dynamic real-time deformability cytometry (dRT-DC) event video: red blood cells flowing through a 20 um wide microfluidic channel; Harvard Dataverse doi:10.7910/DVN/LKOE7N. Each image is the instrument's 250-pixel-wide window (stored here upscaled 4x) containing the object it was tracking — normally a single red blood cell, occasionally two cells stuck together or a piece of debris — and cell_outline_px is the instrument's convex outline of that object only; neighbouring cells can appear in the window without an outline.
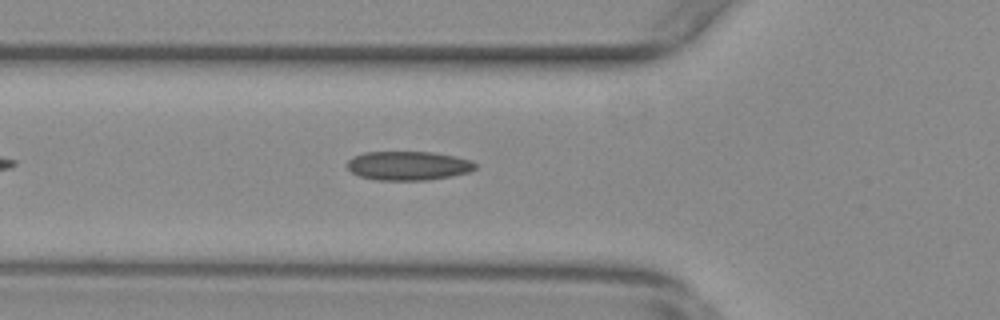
{"species": "common noctule bat (a hibernating species)", "species_latin": "Nyctalus noctula", "temperature_condition": "warm", "stored_images_in_passage": 41, "camera_frame_rate_fps": 3000, "um_per_image_px": 0.085, "animal": {"sex": "female", "body_mass_g": 29.2, "forearm_length_mm": 56.3}, "frame": {"image": 1, "passage_image": 8, "time_ms": 2.333, "image_size_px": [1000, 320], "cell_outline_px": [[476, 168], [468, 172], [452, 176], [428, 180], [376, 180], [360, 176], [352, 172], [348, 168], [348, 160], [352, 156], [364, 152], [432, 152], [472, 160], [476, 164]], "centroid_in_image_um": [34.69, 14.08], "position_along_channel_um": 91.1, "area_um2": 21.62}}
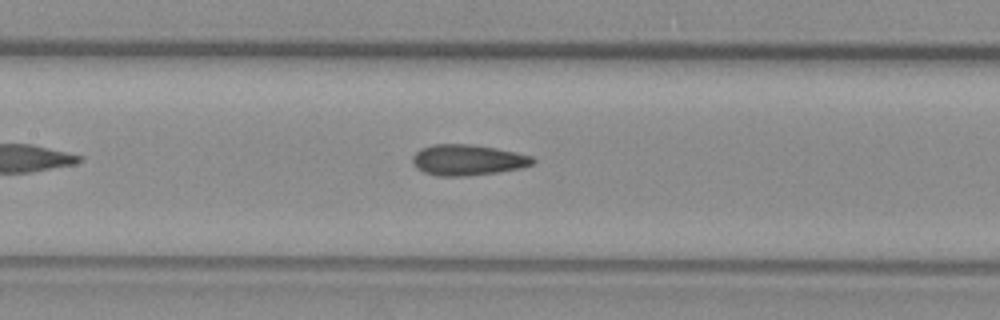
{"frame": {"image": 2, "passage_image": 14, "time_ms": 4.333, "image_size_px": [1000, 320], "cell_outline_px": [[536, 160], [532, 164], [520, 168], [496, 172], [468, 176], [436, 176], [424, 172], [416, 168], [412, 160], [412, 156], [420, 148], [432, 144], [468, 144], [496, 148], [516, 152], [532, 156]], "centroid_in_image_um": [39.72, 13.59], "position_along_channel_um": 167.7, "area_um2": 21.62}}
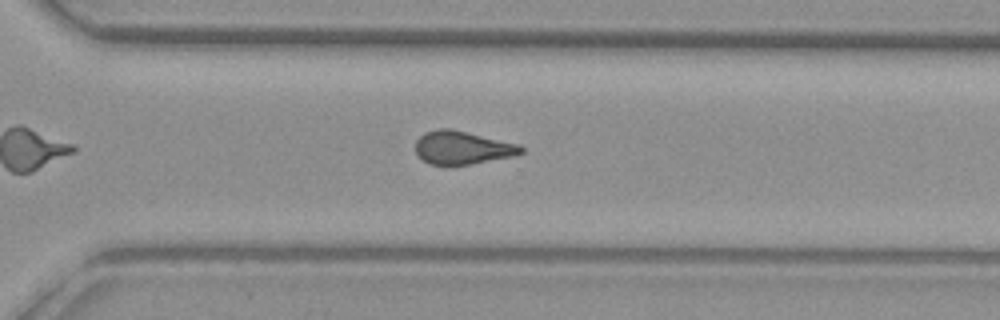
{"frame": {"image": 3, "passage_image": 27, "time_ms": 8.667, "image_size_px": [1000, 320], "cell_outline_px": [[524, 152], [516, 156], [452, 168], [428, 164], [416, 152], [416, 140], [424, 132], [436, 128], [452, 128], [520, 144], [524, 148]], "centroid_in_image_um": [39.32, 12.58], "position_along_channel_um": 331.3, "area_um2": 21.33}, "authors_computed_cell_mechanics": {"area_um2": 20.9814, "velocity_mm_per_s": 3.7936, "shape_relaxation_time_tau1_ms": null, "shape_relaxation_time_tau2_ms": 2.3602, "deformation_change_tau1": null, "deformation_change_tau2": 0.0998}}